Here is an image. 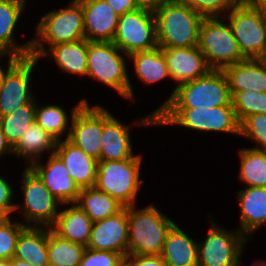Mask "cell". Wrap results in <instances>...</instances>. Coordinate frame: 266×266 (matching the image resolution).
I'll return each mask as SVG.
<instances>
[{
    "mask_svg": "<svg viewBox=\"0 0 266 266\" xmlns=\"http://www.w3.org/2000/svg\"><path fill=\"white\" fill-rule=\"evenodd\" d=\"M29 167L38 175L60 204L76 203L80 189L74 183L62 160L55 153L50 154L46 166L37 160Z\"/></svg>",
    "mask_w": 266,
    "mask_h": 266,
    "instance_id": "cell-16",
    "label": "cell"
},
{
    "mask_svg": "<svg viewBox=\"0 0 266 266\" xmlns=\"http://www.w3.org/2000/svg\"><path fill=\"white\" fill-rule=\"evenodd\" d=\"M203 17H221L223 11H230L236 3L233 0H179Z\"/></svg>",
    "mask_w": 266,
    "mask_h": 266,
    "instance_id": "cell-38",
    "label": "cell"
},
{
    "mask_svg": "<svg viewBox=\"0 0 266 266\" xmlns=\"http://www.w3.org/2000/svg\"><path fill=\"white\" fill-rule=\"evenodd\" d=\"M35 112L36 102L34 99L29 104L21 106L6 116L0 117L3 131L12 147L18 143L26 129L36 122Z\"/></svg>",
    "mask_w": 266,
    "mask_h": 266,
    "instance_id": "cell-33",
    "label": "cell"
},
{
    "mask_svg": "<svg viewBox=\"0 0 266 266\" xmlns=\"http://www.w3.org/2000/svg\"><path fill=\"white\" fill-rule=\"evenodd\" d=\"M95 222L120 212L125 206L95 186L80 189L75 203Z\"/></svg>",
    "mask_w": 266,
    "mask_h": 266,
    "instance_id": "cell-29",
    "label": "cell"
},
{
    "mask_svg": "<svg viewBox=\"0 0 266 266\" xmlns=\"http://www.w3.org/2000/svg\"><path fill=\"white\" fill-rule=\"evenodd\" d=\"M124 259L117 252L86 248L79 266H122Z\"/></svg>",
    "mask_w": 266,
    "mask_h": 266,
    "instance_id": "cell-39",
    "label": "cell"
},
{
    "mask_svg": "<svg viewBox=\"0 0 266 266\" xmlns=\"http://www.w3.org/2000/svg\"><path fill=\"white\" fill-rule=\"evenodd\" d=\"M71 111L72 125L65 138L98 160L103 131V107L99 105L90 107L86 99H82Z\"/></svg>",
    "mask_w": 266,
    "mask_h": 266,
    "instance_id": "cell-13",
    "label": "cell"
},
{
    "mask_svg": "<svg viewBox=\"0 0 266 266\" xmlns=\"http://www.w3.org/2000/svg\"><path fill=\"white\" fill-rule=\"evenodd\" d=\"M124 263L127 266H168L161 255H127Z\"/></svg>",
    "mask_w": 266,
    "mask_h": 266,
    "instance_id": "cell-40",
    "label": "cell"
},
{
    "mask_svg": "<svg viewBox=\"0 0 266 266\" xmlns=\"http://www.w3.org/2000/svg\"><path fill=\"white\" fill-rule=\"evenodd\" d=\"M22 189L24 196L22 215L27 223H30L27 226L51 227L59 214L57 204L60 202L29 165L23 172Z\"/></svg>",
    "mask_w": 266,
    "mask_h": 266,
    "instance_id": "cell-14",
    "label": "cell"
},
{
    "mask_svg": "<svg viewBox=\"0 0 266 266\" xmlns=\"http://www.w3.org/2000/svg\"><path fill=\"white\" fill-rule=\"evenodd\" d=\"M239 155L240 180L248 187H266V151L243 148Z\"/></svg>",
    "mask_w": 266,
    "mask_h": 266,
    "instance_id": "cell-32",
    "label": "cell"
},
{
    "mask_svg": "<svg viewBox=\"0 0 266 266\" xmlns=\"http://www.w3.org/2000/svg\"><path fill=\"white\" fill-rule=\"evenodd\" d=\"M11 222V219H9L5 223L0 224V260L14 257L18 237L27 227V224Z\"/></svg>",
    "mask_w": 266,
    "mask_h": 266,
    "instance_id": "cell-37",
    "label": "cell"
},
{
    "mask_svg": "<svg viewBox=\"0 0 266 266\" xmlns=\"http://www.w3.org/2000/svg\"><path fill=\"white\" fill-rule=\"evenodd\" d=\"M210 222L206 240L198 243V266H241L240 256L248 238L239 230L229 232Z\"/></svg>",
    "mask_w": 266,
    "mask_h": 266,
    "instance_id": "cell-12",
    "label": "cell"
},
{
    "mask_svg": "<svg viewBox=\"0 0 266 266\" xmlns=\"http://www.w3.org/2000/svg\"><path fill=\"white\" fill-rule=\"evenodd\" d=\"M49 48L50 52L46 50L41 55L42 57L53 56L56 64L63 72L87 76L88 40L84 38L76 42L61 43Z\"/></svg>",
    "mask_w": 266,
    "mask_h": 266,
    "instance_id": "cell-27",
    "label": "cell"
},
{
    "mask_svg": "<svg viewBox=\"0 0 266 266\" xmlns=\"http://www.w3.org/2000/svg\"><path fill=\"white\" fill-rule=\"evenodd\" d=\"M86 246L68 241L48 229L49 266H79Z\"/></svg>",
    "mask_w": 266,
    "mask_h": 266,
    "instance_id": "cell-31",
    "label": "cell"
},
{
    "mask_svg": "<svg viewBox=\"0 0 266 266\" xmlns=\"http://www.w3.org/2000/svg\"><path fill=\"white\" fill-rule=\"evenodd\" d=\"M113 42L88 41L87 75L115 89L125 98H133L125 57Z\"/></svg>",
    "mask_w": 266,
    "mask_h": 266,
    "instance_id": "cell-6",
    "label": "cell"
},
{
    "mask_svg": "<svg viewBox=\"0 0 266 266\" xmlns=\"http://www.w3.org/2000/svg\"><path fill=\"white\" fill-rule=\"evenodd\" d=\"M13 194L14 191L7 180L0 177V207L3 208L9 215L12 211L15 212V210L19 208V204L16 205L12 203Z\"/></svg>",
    "mask_w": 266,
    "mask_h": 266,
    "instance_id": "cell-41",
    "label": "cell"
},
{
    "mask_svg": "<svg viewBox=\"0 0 266 266\" xmlns=\"http://www.w3.org/2000/svg\"><path fill=\"white\" fill-rule=\"evenodd\" d=\"M64 163L79 189L94 187L98 161L68 139L57 141L54 152Z\"/></svg>",
    "mask_w": 266,
    "mask_h": 266,
    "instance_id": "cell-19",
    "label": "cell"
},
{
    "mask_svg": "<svg viewBox=\"0 0 266 266\" xmlns=\"http://www.w3.org/2000/svg\"><path fill=\"white\" fill-rule=\"evenodd\" d=\"M223 71L230 91L253 90L266 93V67L259 59L248 58Z\"/></svg>",
    "mask_w": 266,
    "mask_h": 266,
    "instance_id": "cell-23",
    "label": "cell"
},
{
    "mask_svg": "<svg viewBox=\"0 0 266 266\" xmlns=\"http://www.w3.org/2000/svg\"><path fill=\"white\" fill-rule=\"evenodd\" d=\"M36 29L39 37L32 39L30 53V56L36 59L42 58L41 55L46 51L45 42L51 47L84 39V16L81 4L77 0H72L68 7L50 11L39 21Z\"/></svg>",
    "mask_w": 266,
    "mask_h": 266,
    "instance_id": "cell-4",
    "label": "cell"
},
{
    "mask_svg": "<svg viewBox=\"0 0 266 266\" xmlns=\"http://www.w3.org/2000/svg\"><path fill=\"white\" fill-rule=\"evenodd\" d=\"M8 58V67L0 82V117L35 99L30 94V76L39 60L31 56L15 58L9 55Z\"/></svg>",
    "mask_w": 266,
    "mask_h": 266,
    "instance_id": "cell-11",
    "label": "cell"
},
{
    "mask_svg": "<svg viewBox=\"0 0 266 266\" xmlns=\"http://www.w3.org/2000/svg\"><path fill=\"white\" fill-rule=\"evenodd\" d=\"M115 10V12L122 16L127 12H131L140 7L136 0H105Z\"/></svg>",
    "mask_w": 266,
    "mask_h": 266,
    "instance_id": "cell-42",
    "label": "cell"
},
{
    "mask_svg": "<svg viewBox=\"0 0 266 266\" xmlns=\"http://www.w3.org/2000/svg\"><path fill=\"white\" fill-rule=\"evenodd\" d=\"M161 257L168 266H198V243L175 224L167 234Z\"/></svg>",
    "mask_w": 266,
    "mask_h": 266,
    "instance_id": "cell-25",
    "label": "cell"
},
{
    "mask_svg": "<svg viewBox=\"0 0 266 266\" xmlns=\"http://www.w3.org/2000/svg\"><path fill=\"white\" fill-rule=\"evenodd\" d=\"M84 16L85 39L112 42L119 15L105 0H77Z\"/></svg>",
    "mask_w": 266,
    "mask_h": 266,
    "instance_id": "cell-17",
    "label": "cell"
},
{
    "mask_svg": "<svg viewBox=\"0 0 266 266\" xmlns=\"http://www.w3.org/2000/svg\"><path fill=\"white\" fill-rule=\"evenodd\" d=\"M240 228L245 237L266 223V187H247L238 192Z\"/></svg>",
    "mask_w": 266,
    "mask_h": 266,
    "instance_id": "cell-22",
    "label": "cell"
},
{
    "mask_svg": "<svg viewBox=\"0 0 266 266\" xmlns=\"http://www.w3.org/2000/svg\"><path fill=\"white\" fill-rule=\"evenodd\" d=\"M229 25L242 55L258 59L266 48V9L236 4L228 11Z\"/></svg>",
    "mask_w": 266,
    "mask_h": 266,
    "instance_id": "cell-10",
    "label": "cell"
},
{
    "mask_svg": "<svg viewBox=\"0 0 266 266\" xmlns=\"http://www.w3.org/2000/svg\"><path fill=\"white\" fill-rule=\"evenodd\" d=\"M0 266H11L10 259L0 260Z\"/></svg>",
    "mask_w": 266,
    "mask_h": 266,
    "instance_id": "cell-49",
    "label": "cell"
},
{
    "mask_svg": "<svg viewBox=\"0 0 266 266\" xmlns=\"http://www.w3.org/2000/svg\"><path fill=\"white\" fill-rule=\"evenodd\" d=\"M9 219L10 215L3 208L0 207V224L5 223Z\"/></svg>",
    "mask_w": 266,
    "mask_h": 266,
    "instance_id": "cell-47",
    "label": "cell"
},
{
    "mask_svg": "<svg viewBox=\"0 0 266 266\" xmlns=\"http://www.w3.org/2000/svg\"><path fill=\"white\" fill-rule=\"evenodd\" d=\"M253 266H266V262L257 261Z\"/></svg>",
    "mask_w": 266,
    "mask_h": 266,
    "instance_id": "cell-51",
    "label": "cell"
},
{
    "mask_svg": "<svg viewBox=\"0 0 266 266\" xmlns=\"http://www.w3.org/2000/svg\"><path fill=\"white\" fill-rule=\"evenodd\" d=\"M3 73H4L3 69H0V82H1V78L3 76Z\"/></svg>",
    "mask_w": 266,
    "mask_h": 266,
    "instance_id": "cell-52",
    "label": "cell"
},
{
    "mask_svg": "<svg viewBox=\"0 0 266 266\" xmlns=\"http://www.w3.org/2000/svg\"><path fill=\"white\" fill-rule=\"evenodd\" d=\"M233 106L229 82L223 70H210L206 75L175 87L168 100L150 115L140 119L144 125H156L161 108H211Z\"/></svg>",
    "mask_w": 266,
    "mask_h": 266,
    "instance_id": "cell-1",
    "label": "cell"
},
{
    "mask_svg": "<svg viewBox=\"0 0 266 266\" xmlns=\"http://www.w3.org/2000/svg\"><path fill=\"white\" fill-rule=\"evenodd\" d=\"M36 123L52 135L57 141H60V137L68 129V116L66 111L57 105H45L40 107L36 103L35 112Z\"/></svg>",
    "mask_w": 266,
    "mask_h": 266,
    "instance_id": "cell-34",
    "label": "cell"
},
{
    "mask_svg": "<svg viewBox=\"0 0 266 266\" xmlns=\"http://www.w3.org/2000/svg\"><path fill=\"white\" fill-rule=\"evenodd\" d=\"M266 67V48L262 55L258 58Z\"/></svg>",
    "mask_w": 266,
    "mask_h": 266,
    "instance_id": "cell-48",
    "label": "cell"
},
{
    "mask_svg": "<svg viewBox=\"0 0 266 266\" xmlns=\"http://www.w3.org/2000/svg\"><path fill=\"white\" fill-rule=\"evenodd\" d=\"M25 3L24 0H0V48L15 58L29 57L32 49V39L23 45L13 39Z\"/></svg>",
    "mask_w": 266,
    "mask_h": 266,
    "instance_id": "cell-21",
    "label": "cell"
},
{
    "mask_svg": "<svg viewBox=\"0 0 266 266\" xmlns=\"http://www.w3.org/2000/svg\"><path fill=\"white\" fill-rule=\"evenodd\" d=\"M87 248L112 251L128 255V216L127 207L105 219L93 222Z\"/></svg>",
    "mask_w": 266,
    "mask_h": 266,
    "instance_id": "cell-15",
    "label": "cell"
},
{
    "mask_svg": "<svg viewBox=\"0 0 266 266\" xmlns=\"http://www.w3.org/2000/svg\"><path fill=\"white\" fill-rule=\"evenodd\" d=\"M112 42L125 53L126 57L135 52L158 47L153 9L140 6L134 11L119 16Z\"/></svg>",
    "mask_w": 266,
    "mask_h": 266,
    "instance_id": "cell-9",
    "label": "cell"
},
{
    "mask_svg": "<svg viewBox=\"0 0 266 266\" xmlns=\"http://www.w3.org/2000/svg\"><path fill=\"white\" fill-rule=\"evenodd\" d=\"M236 4L248 8L266 9V0H239Z\"/></svg>",
    "mask_w": 266,
    "mask_h": 266,
    "instance_id": "cell-44",
    "label": "cell"
},
{
    "mask_svg": "<svg viewBox=\"0 0 266 266\" xmlns=\"http://www.w3.org/2000/svg\"><path fill=\"white\" fill-rule=\"evenodd\" d=\"M48 228L27 226L18 237L14 258L32 266H49Z\"/></svg>",
    "mask_w": 266,
    "mask_h": 266,
    "instance_id": "cell-26",
    "label": "cell"
},
{
    "mask_svg": "<svg viewBox=\"0 0 266 266\" xmlns=\"http://www.w3.org/2000/svg\"><path fill=\"white\" fill-rule=\"evenodd\" d=\"M181 125L199 131L226 132L240 135V122L233 106L211 108H161L156 125Z\"/></svg>",
    "mask_w": 266,
    "mask_h": 266,
    "instance_id": "cell-5",
    "label": "cell"
},
{
    "mask_svg": "<svg viewBox=\"0 0 266 266\" xmlns=\"http://www.w3.org/2000/svg\"><path fill=\"white\" fill-rule=\"evenodd\" d=\"M92 224L93 221L85 211L74 203L68 209L59 212L51 229L64 239L87 247Z\"/></svg>",
    "mask_w": 266,
    "mask_h": 266,
    "instance_id": "cell-24",
    "label": "cell"
},
{
    "mask_svg": "<svg viewBox=\"0 0 266 266\" xmlns=\"http://www.w3.org/2000/svg\"><path fill=\"white\" fill-rule=\"evenodd\" d=\"M127 216L128 255H161L167 234L176 223L154 205L141 210L127 206Z\"/></svg>",
    "mask_w": 266,
    "mask_h": 266,
    "instance_id": "cell-3",
    "label": "cell"
},
{
    "mask_svg": "<svg viewBox=\"0 0 266 266\" xmlns=\"http://www.w3.org/2000/svg\"><path fill=\"white\" fill-rule=\"evenodd\" d=\"M130 126L118 121L105 107L103 108V131L101 136L100 161H120L133 155L130 140Z\"/></svg>",
    "mask_w": 266,
    "mask_h": 266,
    "instance_id": "cell-20",
    "label": "cell"
},
{
    "mask_svg": "<svg viewBox=\"0 0 266 266\" xmlns=\"http://www.w3.org/2000/svg\"><path fill=\"white\" fill-rule=\"evenodd\" d=\"M56 144L57 140L35 122L22 134L18 143L13 147V152L18 157L25 158L31 165L41 160V154L45 150L54 154Z\"/></svg>",
    "mask_w": 266,
    "mask_h": 266,
    "instance_id": "cell-28",
    "label": "cell"
},
{
    "mask_svg": "<svg viewBox=\"0 0 266 266\" xmlns=\"http://www.w3.org/2000/svg\"><path fill=\"white\" fill-rule=\"evenodd\" d=\"M10 262L11 266H32L30 263L14 257L10 259Z\"/></svg>",
    "mask_w": 266,
    "mask_h": 266,
    "instance_id": "cell-46",
    "label": "cell"
},
{
    "mask_svg": "<svg viewBox=\"0 0 266 266\" xmlns=\"http://www.w3.org/2000/svg\"><path fill=\"white\" fill-rule=\"evenodd\" d=\"M140 6L155 8L166 0H136Z\"/></svg>",
    "mask_w": 266,
    "mask_h": 266,
    "instance_id": "cell-45",
    "label": "cell"
},
{
    "mask_svg": "<svg viewBox=\"0 0 266 266\" xmlns=\"http://www.w3.org/2000/svg\"><path fill=\"white\" fill-rule=\"evenodd\" d=\"M128 58L134 61L136 75L144 83L151 84L171 78L167 60L159 46L152 50L135 52Z\"/></svg>",
    "mask_w": 266,
    "mask_h": 266,
    "instance_id": "cell-30",
    "label": "cell"
},
{
    "mask_svg": "<svg viewBox=\"0 0 266 266\" xmlns=\"http://www.w3.org/2000/svg\"><path fill=\"white\" fill-rule=\"evenodd\" d=\"M170 76L176 87L206 75L211 69L198 46L188 48H162Z\"/></svg>",
    "mask_w": 266,
    "mask_h": 266,
    "instance_id": "cell-18",
    "label": "cell"
},
{
    "mask_svg": "<svg viewBox=\"0 0 266 266\" xmlns=\"http://www.w3.org/2000/svg\"><path fill=\"white\" fill-rule=\"evenodd\" d=\"M157 44L160 48L198 46L204 17L179 0H166L153 8Z\"/></svg>",
    "mask_w": 266,
    "mask_h": 266,
    "instance_id": "cell-2",
    "label": "cell"
},
{
    "mask_svg": "<svg viewBox=\"0 0 266 266\" xmlns=\"http://www.w3.org/2000/svg\"><path fill=\"white\" fill-rule=\"evenodd\" d=\"M230 92L232 105L240 123L252 114L266 113V93L253 90Z\"/></svg>",
    "mask_w": 266,
    "mask_h": 266,
    "instance_id": "cell-35",
    "label": "cell"
},
{
    "mask_svg": "<svg viewBox=\"0 0 266 266\" xmlns=\"http://www.w3.org/2000/svg\"><path fill=\"white\" fill-rule=\"evenodd\" d=\"M198 47L211 70H224L246 59L229 23H224L220 17H204L199 29Z\"/></svg>",
    "mask_w": 266,
    "mask_h": 266,
    "instance_id": "cell-8",
    "label": "cell"
},
{
    "mask_svg": "<svg viewBox=\"0 0 266 266\" xmlns=\"http://www.w3.org/2000/svg\"><path fill=\"white\" fill-rule=\"evenodd\" d=\"M6 56V55H8L9 56V54H7L2 48H0V58L2 57V56ZM0 69H2L1 68V65H0Z\"/></svg>",
    "mask_w": 266,
    "mask_h": 266,
    "instance_id": "cell-50",
    "label": "cell"
},
{
    "mask_svg": "<svg viewBox=\"0 0 266 266\" xmlns=\"http://www.w3.org/2000/svg\"><path fill=\"white\" fill-rule=\"evenodd\" d=\"M240 135L257 143L253 149L266 151V113L247 116L240 123Z\"/></svg>",
    "mask_w": 266,
    "mask_h": 266,
    "instance_id": "cell-36",
    "label": "cell"
},
{
    "mask_svg": "<svg viewBox=\"0 0 266 266\" xmlns=\"http://www.w3.org/2000/svg\"><path fill=\"white\" fill-rule=\"evenodd\" d=\"M141 156L120 161L98 162L95 187L117 199L125 207L135 205L140 177Z\"/></svg>",
    "mask_w": 266,
    "mask_h": 266,
    "instance_id": "cell-7",
    "label": "cell"
},
{
    "mask_svg": "<svg viewBox=\"0 0 266 266\" xmlns=\"http://www.w3.org/2000/svg\"><path fill=\"white\" fill-rule=\"evenodd\" d=\"M14 154L13 147L8 142L7 137L3 131L2 124L0 122V156L3 154Z\"/></svg>",
    "mask_w": 266,
    "mask_h": 266,
    "instance_id": "cell-43",
    "label": "cell"
}]
</instances>
